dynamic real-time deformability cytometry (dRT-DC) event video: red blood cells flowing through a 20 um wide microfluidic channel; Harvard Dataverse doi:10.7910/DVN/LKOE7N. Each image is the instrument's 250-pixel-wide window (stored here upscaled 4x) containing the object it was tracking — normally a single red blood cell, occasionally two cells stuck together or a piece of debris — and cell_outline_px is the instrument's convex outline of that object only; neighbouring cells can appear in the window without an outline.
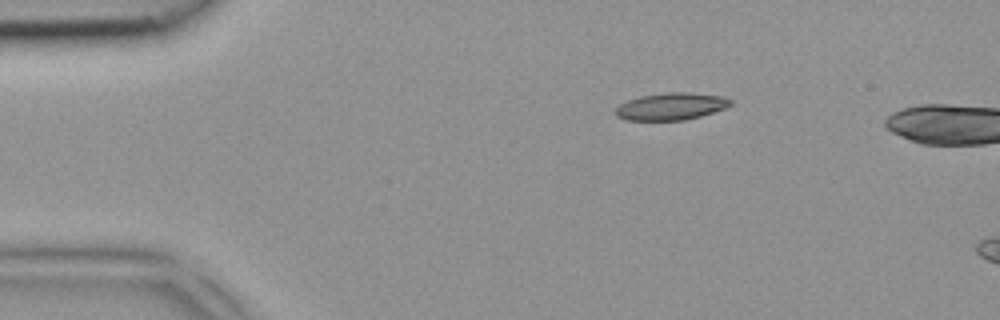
{"species": "common noctule bat (a hibernating species)", "species_latin": "Nyctalus noctula", "temperature_condition": "room temperature", "stored_images_in_passage": 2, "camera_frame_rate_fps": 3000, "um_per_image_px": 0.085, "animal": {"sex": "female", "body_mass_g": 18.4}, "frame": {"image": 1, "passage_image": 1, "time_ms": 0.0, "image_size_px": [1000, 320], "cell_outline_px": [[732, 104], [724, 108], [700, 116], [684, 120], [624, 120], [616, 116], [612, 112], [620, 104], [628, 100], [640, 96], [668, 92], [692, 92], [724, 96], [732, 100]], "centroid_in_image_um": [57.02, 9.04], "position_along_channel_um": 28.0, "area_um2": 18.32}}